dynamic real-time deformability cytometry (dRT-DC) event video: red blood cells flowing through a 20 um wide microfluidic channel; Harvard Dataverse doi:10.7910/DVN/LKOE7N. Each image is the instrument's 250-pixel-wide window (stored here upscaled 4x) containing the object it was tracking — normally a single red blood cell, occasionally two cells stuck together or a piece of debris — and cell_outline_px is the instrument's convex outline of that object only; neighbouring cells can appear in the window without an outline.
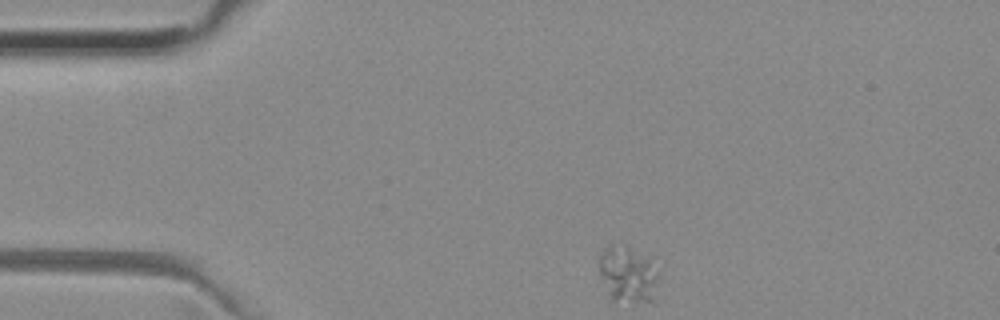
{"species": "common noctule bat (a hibernating species)", "species_latin": "Nyctalus noctula", "temperature_condition": "room temperature", "stored_images_in_passage": 44, "camera_frame_rate_fps": 3000, "um_per_image_px": 0.085, "animal": {"sex": "female", "body_mass_g": 29.2, "forearm_length_mm": 56.3}, "frame": {"image": 1, "passage_image": 1, "time_ms": 0.0, "image_size_px": [1000, 320], "cell_outline_px": [[656, 304], [612, 304], [600, 276], [596, 260], [600, 252], [608, 244], [624, 244], [652, 256], [656, 276]], "centroid_in_image_um": [53.34, 23.37], "position_along_channel_um": 31.7, "area_um2": 21.33}}
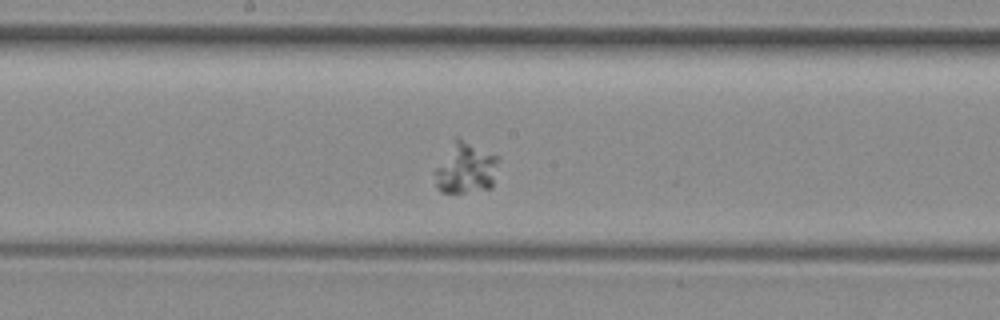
{"frame": {"image": 2, "passage_image": 19, "time_ms": 6.0, "image_size_px": [1000, 320], "cell_outline_px": [[500, 156], [492, 188], [464, 192], [440, 192], [436, 188], [432, 172], [456, 136]], "centroid_in_image_um": [39.57, 14.29], "position_along_channel_um": 208.6, "area_um2": 19.25}}
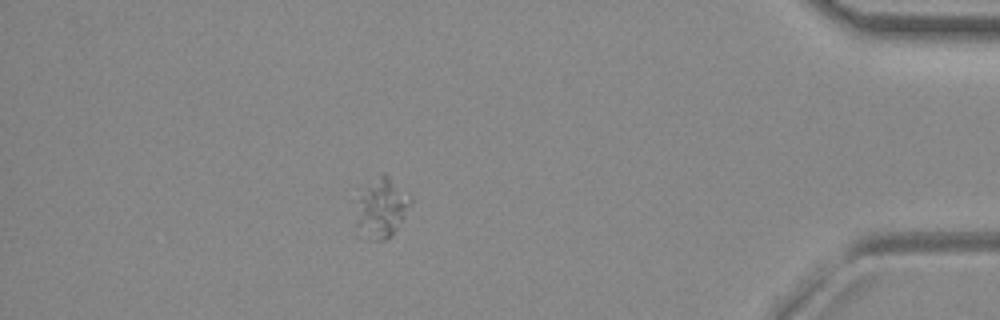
{"frame": {"image": 3, "passage_image": 38, "time_ms": 12.333, "image_size_px": [1000, 320], "cell_outline_px": [[412, 204], [396, 228], [384, 240], [376, 240], [356, 224], [360, 184], [384, 172], [412, 196]], "centroid_in_image_um": [32.44, 17.52], "position_along_channel_um": 402.8, "area_um2": 18.67}}